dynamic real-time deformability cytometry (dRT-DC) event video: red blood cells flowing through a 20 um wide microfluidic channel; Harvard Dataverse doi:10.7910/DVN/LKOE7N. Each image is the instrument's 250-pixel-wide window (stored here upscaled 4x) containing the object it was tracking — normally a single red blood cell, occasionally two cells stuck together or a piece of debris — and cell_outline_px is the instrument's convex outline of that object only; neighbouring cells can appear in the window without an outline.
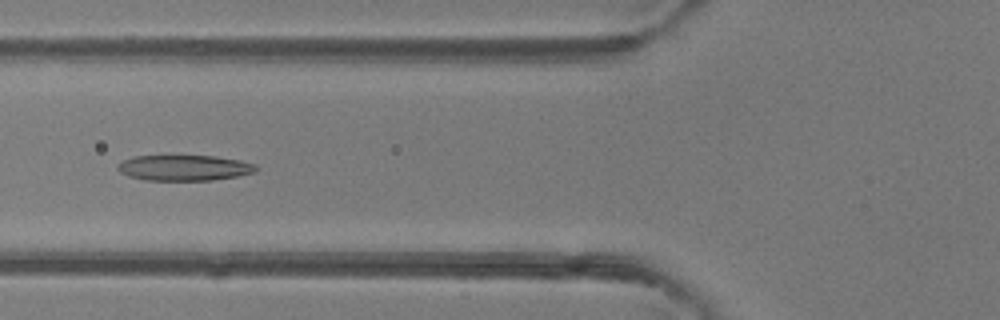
{"species": "common noctule bat (a hibernating species)", "species_latin": "Nyctalus noctula", "temperature_condition": "room temperature", "stored_images_in_passage": 36, "camera_frame_rate_fps": 3000, "um_per_image_px": 0.085, "animal": {"sex": "female"}, "frame": {"image": 1, "passage_image": 6, "time_ms": 1.667, "image_size_px": [1000, 320], "cell_outline_px": [[256, 172], [236, 176], [212, 180], [144, 180], [128, 176], [120, 172], [116, 168], [124, 160], [132, 156], [216, 156], [240, 160], [256, 164]], "centroid_in_image_um": [15.66, 14.26], "position_along_channel_um": 110.1, "area_um2": 20.58}}
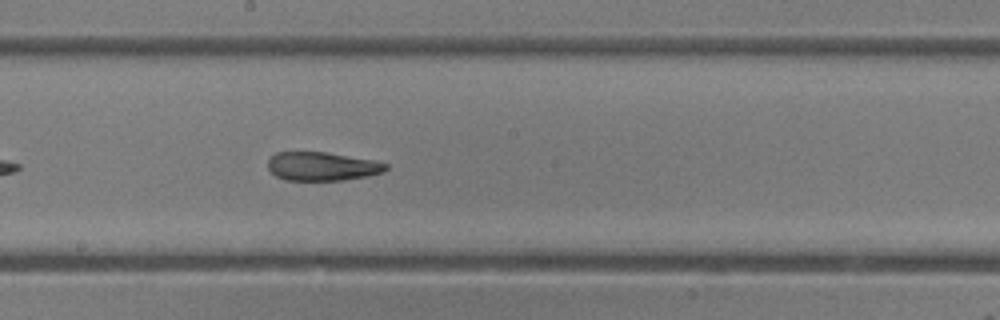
{"frame": {"image": 2, "passage_image": 14, "time_ms": 4.333, "image_size_px": [1000, 320], "cell_outline_px": [[388, 168], [384, 172], [368, 176], [344, 180], [284, 180], [276, 176], [268, 168], [268, 160], [276, 152], [324, 152], [376, 160], [388, 164]], "centroid_in_image_um": [27.41, 14.14], "position_along_channel_um": 220.8, "area_um2": 19.77}}
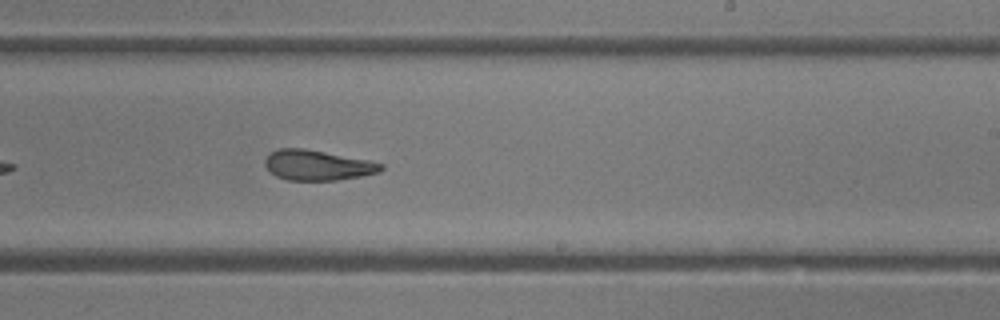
{"frame": {"image": 3, "passage_image": 17, "time_ms": 5.333, "image_size_px": [1000, 320], "cell_outline_px": [[384, 168], [380, 172], [360, 176], [336, 180], [288, 180], [276, 176], [264, 164], [264, 160], [272, 152], [280, 148], [304, 148], [368, 160], [384, 164]], "centroid_in_image_um": [27.0, 14.04], "position_along_channel_um": 262.0, "area_um2": 20.23}}